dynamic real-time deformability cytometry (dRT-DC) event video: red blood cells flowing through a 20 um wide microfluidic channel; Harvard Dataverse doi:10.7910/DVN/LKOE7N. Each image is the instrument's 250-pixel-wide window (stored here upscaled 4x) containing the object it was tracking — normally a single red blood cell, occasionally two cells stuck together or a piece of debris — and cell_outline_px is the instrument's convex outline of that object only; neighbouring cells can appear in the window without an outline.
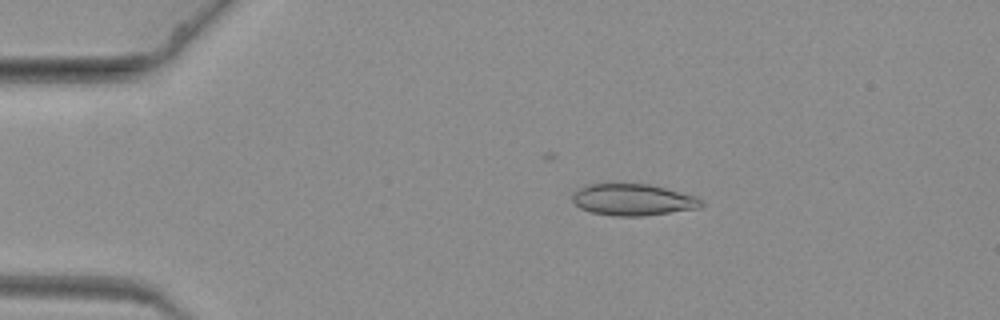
{"species": "common noctule bat (a hibernating species)", "species_latin": "Nyctalus noctula", "temperature_condition": "warm", "stored_images_in_passage": 18, "camera_frame_rate_fps": 3000, "um_per_image_px": 0.085, "animal": {"sex": "female", "body_mass_g": 19.3, "forearm_length_mm": 54.1}, "frame": {"image": 1, "passage_image": 1, "time_ms": 0.0, "image_size_px": [1000, 320], "cell_outline_px": [[704, 204], [700, 208], [644, 216], [612, 216], [592, 212], [580, 208], [572, 200], [572, 192], [576, 188], [584, 184], [648, 184], [696, 196], [704, 200]], "centroid_in_image_um": [53.78, 16.98], "position_along_channel_um": 31.2, "area_um2": 23.93}}
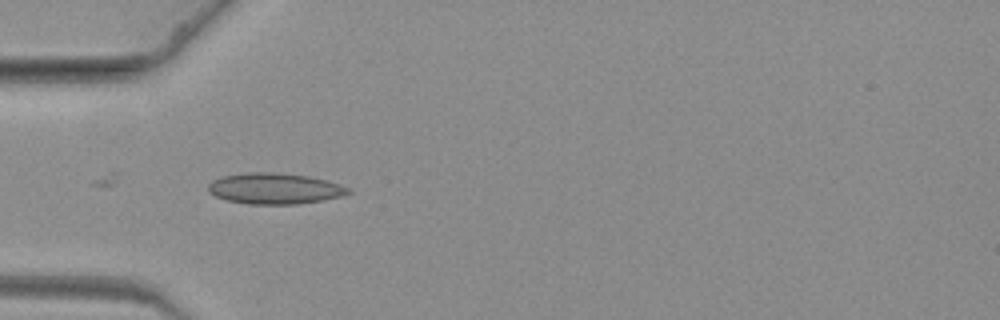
{"frame": {"image": 2, "passage_image": 9, "time_ms": 2.667, "image_size_px": [1000, 320], "cell_outline_px": [[352, 192], [340, 196], [324, 200], [296, 204], [248, 204], [228, 200], [216, 196], [208, 192], [208, 184], [212, 180], [224, 176], [248, 172], [272, 172], [308, 176], [324, 180], [352, 188]], "centroid_in_image_um": [23.35, 16.03], "position_along_channel_um": 61.7, "area_um2": 25.14}}